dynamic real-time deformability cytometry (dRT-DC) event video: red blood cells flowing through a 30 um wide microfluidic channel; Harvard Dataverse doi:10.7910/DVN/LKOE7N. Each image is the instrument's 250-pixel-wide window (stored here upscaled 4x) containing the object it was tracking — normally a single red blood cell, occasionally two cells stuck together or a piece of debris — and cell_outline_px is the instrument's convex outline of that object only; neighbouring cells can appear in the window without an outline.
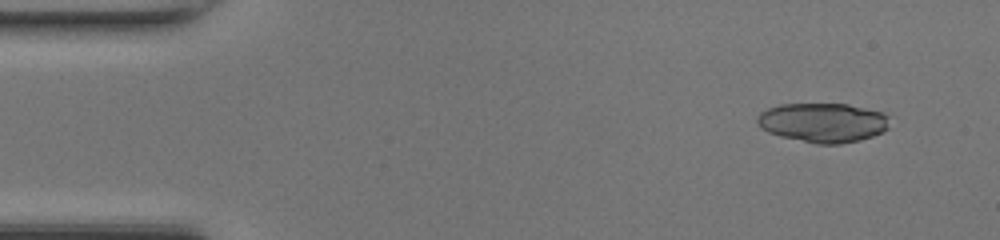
{"species": "common noctule bat (a hibernating species)", "species_latin": "Nyctalus noctula", "temperature_condition": "room temperature", "stored_images_in_passage": 48, "camera_frame_rate_fps": 3000, "um_per_image_px": 0.085, "animal": {"sex": "female", "body_mass_g": 17.0, "forearm_length_mm": 48.0}, "frame": {"image": 1, "passage_image": 4, "time_ms": 1.0, "image_size_px": [1000, 240], "cell_outline_px": [[888, 128], [872, 136], [860, 140], [840, 144], [816, 144], [780, 136], [768, 132], [760, 128], [756, 120], [756, 116], [760, 112], [768, 108], [780, 104], [848, 104], [884, 112], [888, 116]], "centroid_in_image_um": [69.93, 10.42], "position_along_channel_um": 15.1, "area_um2": 30.52}}